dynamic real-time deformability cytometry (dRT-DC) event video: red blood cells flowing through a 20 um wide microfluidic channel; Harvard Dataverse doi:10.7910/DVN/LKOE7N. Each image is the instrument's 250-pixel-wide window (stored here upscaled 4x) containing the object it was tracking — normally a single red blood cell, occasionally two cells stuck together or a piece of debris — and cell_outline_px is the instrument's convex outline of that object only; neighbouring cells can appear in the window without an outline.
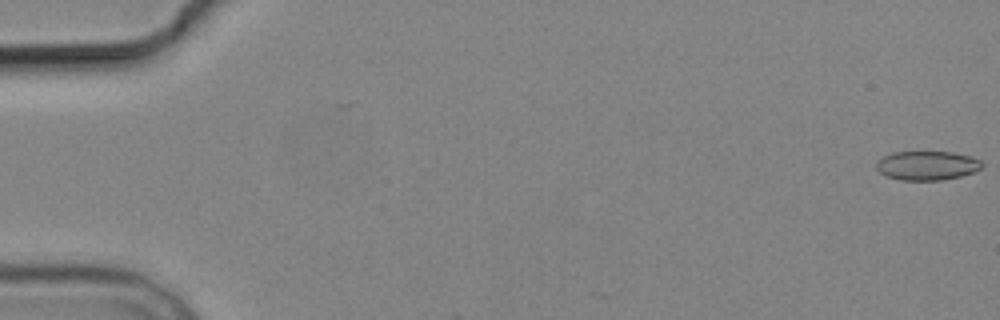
{"species": "common noctule bat (a hibernating species)", "species_latin": "Nyctalus noctula", "temperature_condition": "cold", "stored_images_in_passage": 2, "camera_frame_rate_fps": 3000, "um_per_image_px": 0.085, "animal": {"sex": "male", "body_mass_g": 19.2, "forearm_length_mm": 51.8}, "frame": {"image": 1, "passage_image": 1, "time_ms": 0.0, "image_size_px": [1000, 320], "cell_outline_px": [[984, 164], [980, 168], [972, 172], [960, 176], [944, 180], [900, 180], [888, 176], [880, 172], [876, 168], [876, 164], [884, 156], [892, 152], [952, 152], [968, 156], [980, 160]], "centroid_in_image_um": [78.8, 14.07], "position_along_channel_um": 6.2, "area_um2": 17.69}}